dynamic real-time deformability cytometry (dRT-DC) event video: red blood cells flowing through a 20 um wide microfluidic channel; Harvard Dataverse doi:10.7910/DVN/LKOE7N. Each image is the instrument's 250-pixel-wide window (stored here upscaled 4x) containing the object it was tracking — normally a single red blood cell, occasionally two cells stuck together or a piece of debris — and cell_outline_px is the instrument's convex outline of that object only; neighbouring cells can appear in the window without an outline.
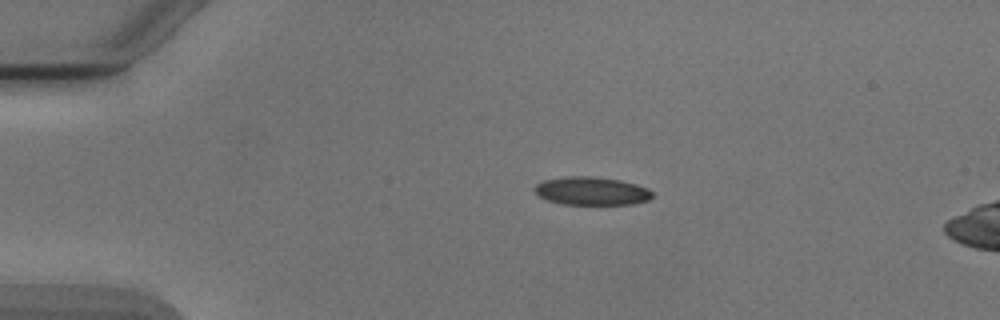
{"species": "Egyptian fruit bat (a non-hibernating species)", "species_latin": "Rousettus aegyptiacus", "temperature_condition": "cold", "stored_images_in_passage": 4, "camera_frame_rate_fps": 3000, "um_per_image_px": 0.085, "animal": {"sex": "male"}, "frame": {"image": 1, "passage_image": 1, "time_ms": 0.0, "image_size_px": [1000, 320], "cell_outline_px": [[652, 196], [648, 200], [632, 204], [564, 204], [548, 200], [540, 196], [532, 188], [536, 184], [544, 180], [564, 176], [592, 176], [620, 180], [636, 184], [648, 188], [652, 192]], "centroid_in_image_um": [50.27, 16.22], "position_along_channel_um": 34.7, "area_um2": 19.31}}
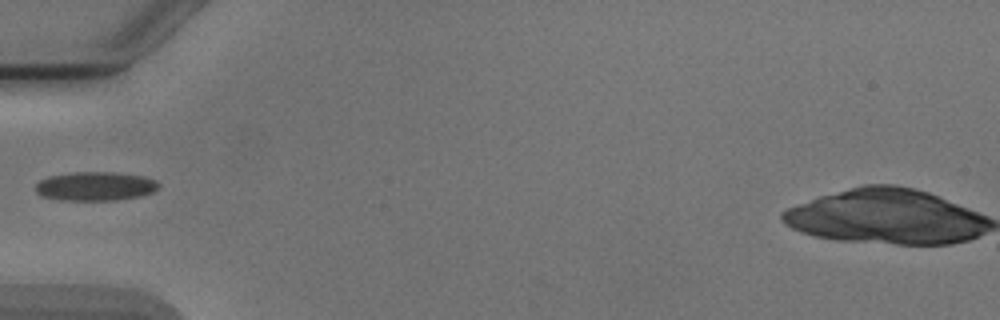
{"frame": {"image": 2, "passage_image": 3, "time_ms": 2.333, "image_size_px": [1000, 320], "cell_outline_px": [[160, 188], [152, 192], [140, 196], [116, 200], [60, 200], [40, 196], [36, 192], [36, 184], [40, 180], [48, 176], [76, 172], [112, 172], [144, 176], [156, 180], [160, 184]], "centroid_in_image_um": [8.11, 15.83], "position_along_channel_um": 76.9, "area_um2": 20.87}}
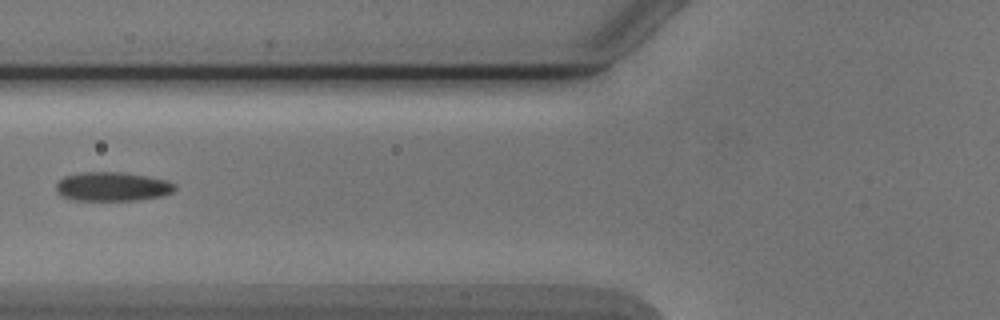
{"frame": {"image": 3, "passage_image": 4, "time_ms": 3.333, "image_size_px": [1000, 320], "cell_outline_px": [[176, 188], [172, 192], [164, 196], [140, 200], [72, 200], [56, 192], [56, 184], [64, 176], [84, 172], [116, 172], [144, 176], [168, 180], [176, 184]], "centroid_in_image_um": [9.57, 15.87], "position_along_channel_um": 116.2, "area_um2": 20.06}}